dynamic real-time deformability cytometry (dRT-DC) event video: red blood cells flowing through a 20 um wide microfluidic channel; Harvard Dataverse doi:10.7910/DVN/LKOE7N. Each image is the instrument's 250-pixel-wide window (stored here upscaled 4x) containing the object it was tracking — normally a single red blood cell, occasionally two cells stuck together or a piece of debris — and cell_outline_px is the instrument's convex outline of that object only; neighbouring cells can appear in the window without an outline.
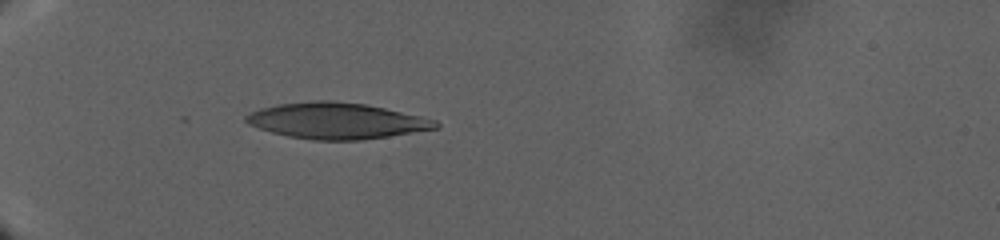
{"species": "human", "species_latin": "Homo sapiens", "temperature_condition": "warm", "stored_images_in_passage": 59, "camera_frame_rate_fps": 3000, "um_per_image_px": 0.085, "donor": {"sex": "male"}, "frame": {"image": 1, "passage_image": 1, "time_ms": 0.0, "image_size_px": [1000, 240], "cell_outline_px": [[440, 128], [388, 136], [360, 140], [312, 140], [288, 136], [272, 132], [248, 124], [244, 120], [244, 116], [260, 108], [276, 104], [316, 100], [328, 100], [364, 104], [384, 108], [420, 116], [436, 120], [440, 124]], "centroid_in_image_um": [28.6, 10.26], "position_along_channel_um": 56.4, "area_um2": 39.71}}
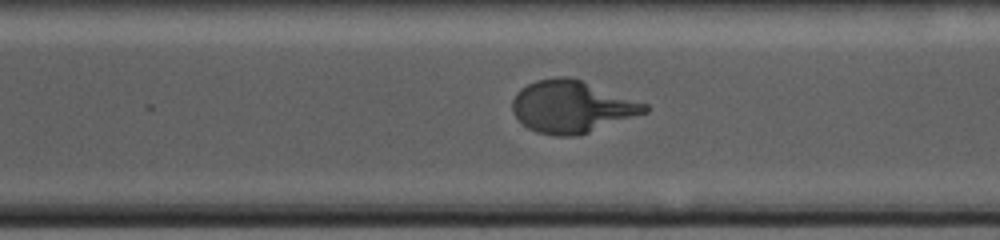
{"frame": {"image": 2, "passage_image": 31, "time_ms": 18.0, "image_size_px": [1000, 240], "cell_outline_px": [[648, 112], [576, 136], [552, 136], [536, 132], [528, 128], [512, 112], [512, 100], [516, 92], [520, 88], [536, 80], [556, 76], [572, 76], [648, 104]], "centroid_in_image_um": [48.58, 9.05], "position_along_channel_um": 322.0, "area_um2": 40.4}}
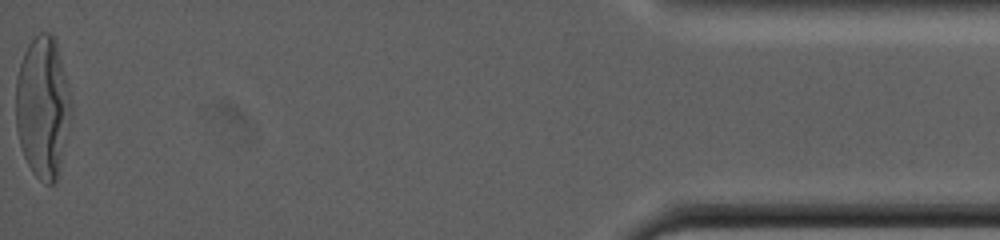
{"frame": {"image": 3, "passage_image": 59, "time_ms": 29.0, "image_size_px": [1000, 240], "cell_outline_px": [[72, 116], [56, 180], [52, 184], [48, 184], [40, 180], [32, 172], [24, 156], [20, 144], [16, 128], [16, 76], [24, 52], [28, 44], [40, 32], [48, 32], [56, 40], [72, 104]], "centroid_in_image_um": [3.63, 9.11], "position_along_channel_um": 431.6, "area_um2": 45.49}}